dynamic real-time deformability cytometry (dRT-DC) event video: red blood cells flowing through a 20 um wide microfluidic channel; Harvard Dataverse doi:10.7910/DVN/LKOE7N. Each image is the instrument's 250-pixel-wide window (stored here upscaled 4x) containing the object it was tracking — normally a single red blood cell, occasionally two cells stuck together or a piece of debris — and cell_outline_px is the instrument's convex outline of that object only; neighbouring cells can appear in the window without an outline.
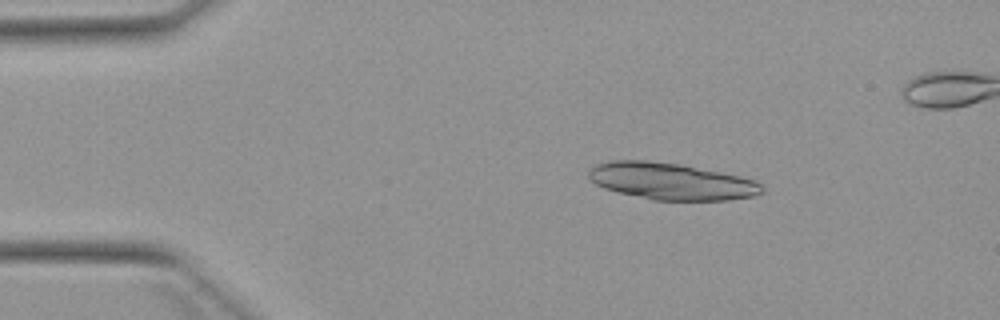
{"species": "Egyptian fruit bat (a non-hibernating species)", "species_latin": "Rousettus aegyptiacus", "temperature_condition": "warm", "stored_images_in_passage": 7, "camera_frame_rate_fps": 3000, "um_per_image_px": 0.085, "animal": {"sex": "female"}, "frame": {"image": 1, "passage_image": 1, "time_ms": 0.0, "image_size_px": [1000, 320], "cell_outline_px": [[764, 192], [752, 196], [728, 200], [652, 200], [616, 192], [604, 188], [596, 184], [588, 176], [588, 168], [596, 164], [608, 160], [648, 160], [680, 164], [740, 176], [756, 180], [764, 188]], "centroid_in_image_um": [57.02, 15.4], "position_along_channel_um": 28.0, "area_um2": 37.34}}
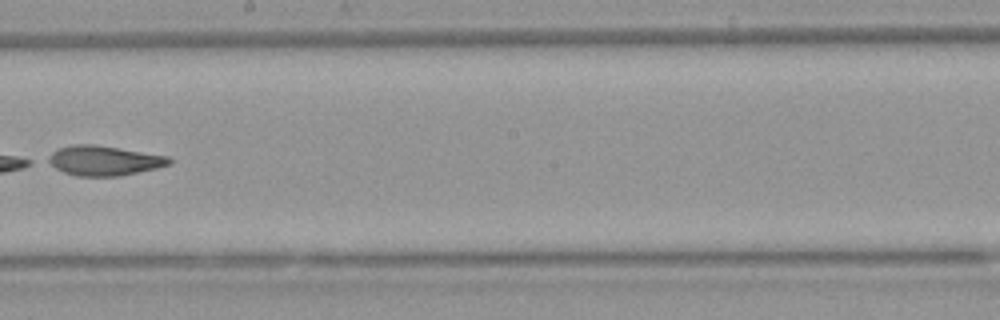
{"frame": {"image": 2, "passage_image": 7, "time_ms": 7.0, "image_size_px": [1000, 320], "cell_outline_px": [[172, 164], [156, 168], [120, 176], [76, 176], [64, 172], [40, 160], [52, 152], [60, 148], [72, 144], [92, 144], [120, 148], [168, 156], [172, 160]], "centroid_in_image_um": [8.77, 13.65], "position_along_channel_um": 239.4, "area_um2": 21.27}}